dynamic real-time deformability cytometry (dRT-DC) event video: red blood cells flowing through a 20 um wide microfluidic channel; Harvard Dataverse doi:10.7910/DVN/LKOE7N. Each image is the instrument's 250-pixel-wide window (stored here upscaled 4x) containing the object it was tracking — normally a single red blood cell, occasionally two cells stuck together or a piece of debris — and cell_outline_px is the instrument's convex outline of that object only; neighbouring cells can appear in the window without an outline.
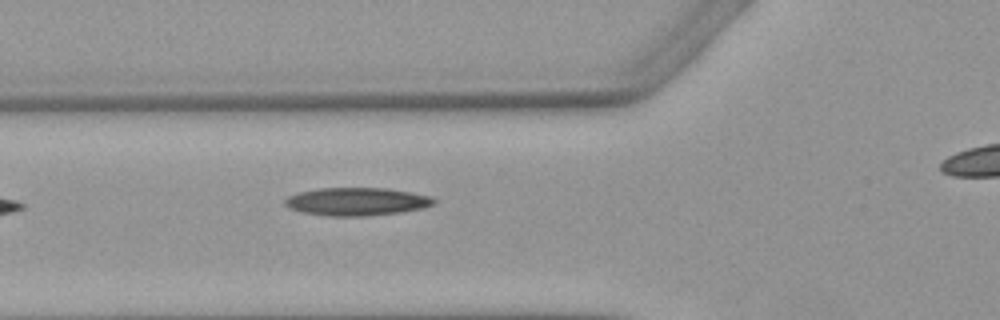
{"species": "Egyptian fruit bat (a non-hibernating species)", "species_latin": "Rousettus aegyptiacus", "temperature_condition": "warm", "stored_images_in_passage": 7, "segment_of_instrument_passage": [1, 2], "camera_frame_rate_fps": 3000, "um_per_image_px": 0.085, "animal": {"sex": "female"}, "frame": {"image": 1, "passage_image": 6, "time_ms": 6.0, "image_size_px": [1000, 320], "cell_outline_px": [[436, 204], [424, 208], [400, 212], [368, 216], [328, 216], [300, 212], [288, 208], [284, 204], [284, 200], [288, 196], [300, 192], [320, 188], [388, 188], [412, 192], [432, 196], [436, 200]], "centroid_in_image_um": [30.35, 17.14], "position_along_channel_um": 95.5, "area_um2": 24.57}}